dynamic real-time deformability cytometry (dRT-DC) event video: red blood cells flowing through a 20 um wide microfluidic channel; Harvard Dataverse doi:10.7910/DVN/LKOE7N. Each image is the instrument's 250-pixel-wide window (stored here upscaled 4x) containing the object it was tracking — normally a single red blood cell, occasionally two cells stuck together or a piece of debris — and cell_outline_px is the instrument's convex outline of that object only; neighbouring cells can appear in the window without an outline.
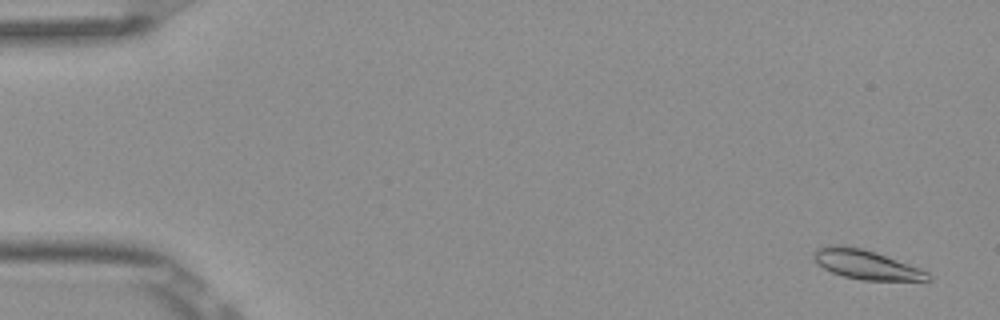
{"species": "Egyptian fruit bat (a non-hibernating species)", "species_latin": "Rousettus aegyptiacus", "temperature_condition": "room temperature", "stored_images_in_passage": 4, "camera_frame_rate_fps": 3000, "um_per_image_px": 0.085, "frame": {"image": 1, "passage_image": 1, "time_ms": 0.0, "image_size_px": [1000, 320], "cell_outline_px": [[932, 280], [860, 280], [844, 276], [832, 272], [824, 268], [816, 260], [816, 248], [828, 244], [844, 244], [876, 252], [928, 272], [932, 276]], "centroid_in_image_um": [73.62, 22.47], "position_along_channel_um": 11.4, "area_um2": 19.19}}
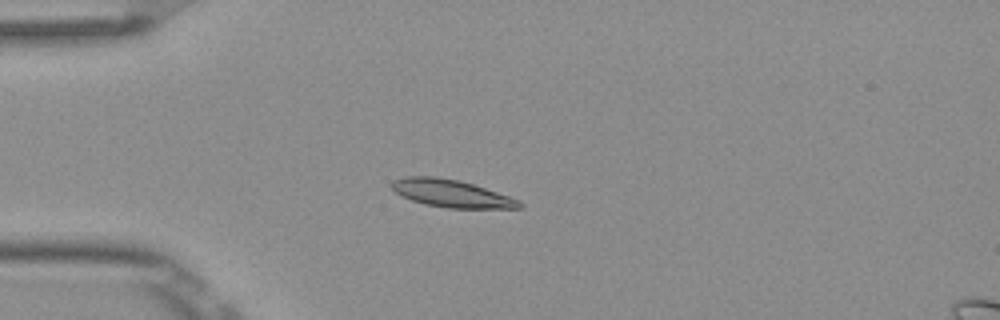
{"frame": {"image": 2, "passage_image": 4, "time_ms": 1.0, "image_size_px": [1000, 320], "cell_outline_px": [[524, 208], [448, 208], [424, 204], [400, 196], [392, 188], [392, 180], [404, 176], [432, 176], [460, 180], [520, 200], [524, 204]], "centroid_in_image_um": [38.35, 16.44], "position_along_channel_um": 46.6, "area_um2": 20.46}}